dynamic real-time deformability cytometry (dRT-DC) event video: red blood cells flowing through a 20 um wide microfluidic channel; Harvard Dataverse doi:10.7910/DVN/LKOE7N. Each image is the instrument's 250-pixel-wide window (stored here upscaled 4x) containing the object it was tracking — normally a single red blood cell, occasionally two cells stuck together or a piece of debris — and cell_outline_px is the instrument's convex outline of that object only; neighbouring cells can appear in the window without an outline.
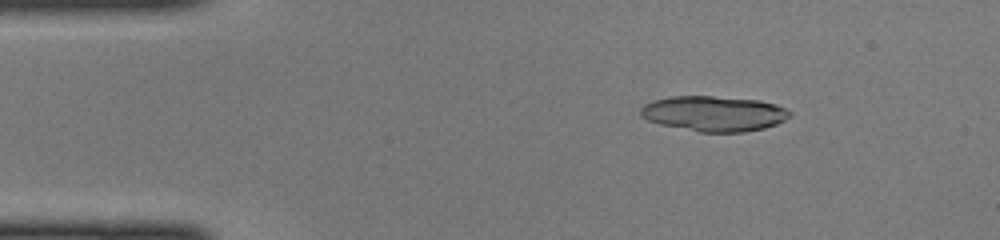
{"species": "common noctule bat (a hibernating species)", "species_latin": "Nyctalus noctula", "temperature_condition": "cold", "stored_images_in_passage": 46, "camera_frame_rate_fps": 3000, "um_per_image_px": 0.085, "animal": {"sex": "female", "body_mass_g": 22.0, "forearm_length_mm": 56.7}, "frame": {"image": 1, "passage_image": 7, "time_ms": 2.0, "image_size_px": [1000, 240], "cell_outline_px": [[792, 116], [776, 124], [764, 128], [744, 132], [700, 132], [660, 124], [648, 120], [640, 116], [640, 108], [644, 104], [652, 100], [668, 96], [712, 96], [760, 100], [776, 104], [792, 112]], "centroid_in_image_um": [60.68, 9.65], "position_along_channel_um": 24.3, "area_um2": 30.87}}